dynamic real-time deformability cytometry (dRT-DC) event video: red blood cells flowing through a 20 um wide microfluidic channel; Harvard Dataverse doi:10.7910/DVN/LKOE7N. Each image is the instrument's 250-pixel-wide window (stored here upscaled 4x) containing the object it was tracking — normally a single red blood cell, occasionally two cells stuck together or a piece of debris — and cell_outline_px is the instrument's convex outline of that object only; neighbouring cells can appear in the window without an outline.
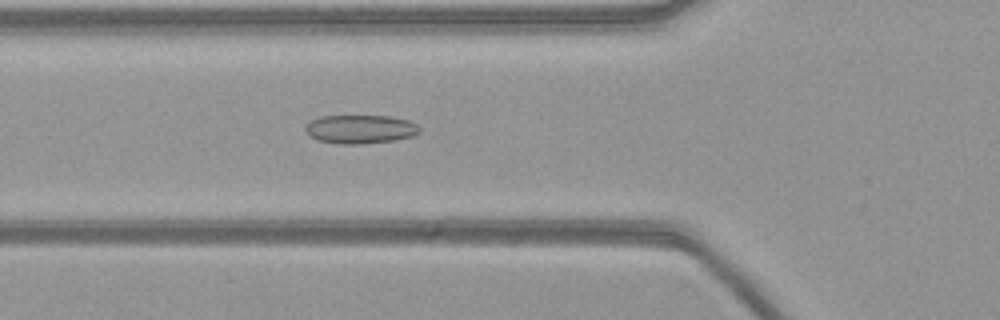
{"species": "common noctule bat (a hibernating species)", "species_latin": "Nyctalus noctula", "temperature_condition": "warm", "stored_images_in_passage": 54, "camera_frame_rate_fps": 3000, "um_per_image_px": 0.085, "animal": {"sex": "female", "body_mass_g": 21.9}, "frame": {"image": 1, "passage_image": 19, "time_ms": 6.0, "image_size_px": [1000, 320], "cell_outline_px": [[420, 132], [412, 136], [396, 140], [360, 144], [340, 144], [316, 140], [308, 136], [304, 128], [312, 120], [320, 116], [388, 116], [408, 120], [416, 124], [420, 128]], "centroid_in_image_um": [30.61, 10.99], "position_along_channel_um": 95.2, "area_um2": 19.13}}
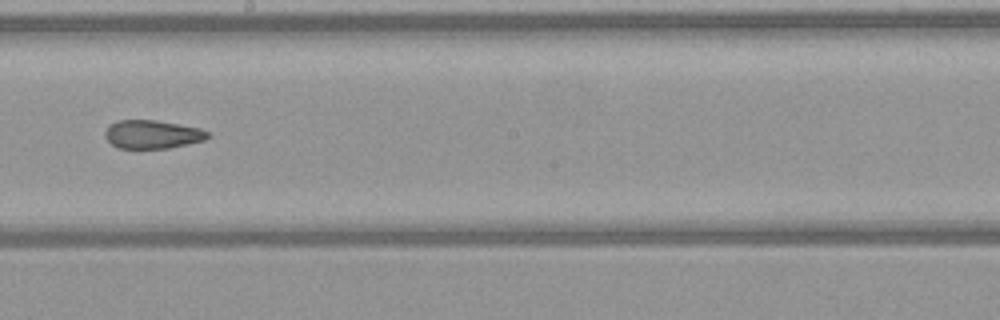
{"frame": {"image": 2, "passage_image": 30, "time_ms": 9.667, "image_size_px": [1000, 320], "cell_outline_px": [[208, 136], [204, 140], [188, 144], [168, 148], [116, 148], [104, 136], [104, 132], [108, 124], [116, 120], [156, 120], [200, 128], [208, 132]], "centroid_in_image_um": [12.89, 11.41], "position_along_channel_um": 235.3, "area_um2": 17.05}}
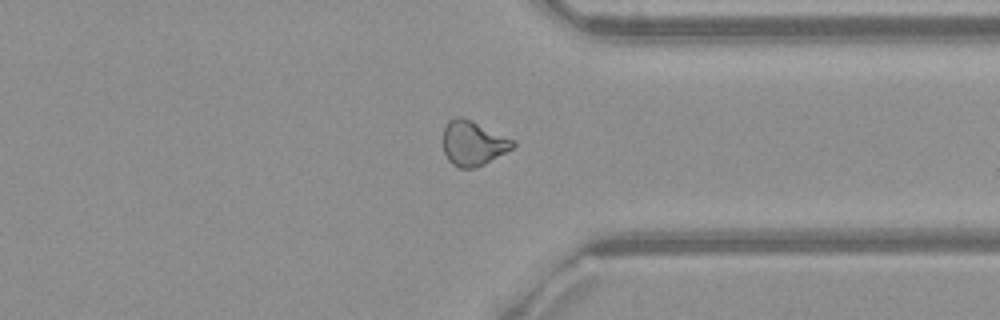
{"frame": {"image": 3, "passage_image": 41, "time_ms": 13.333, "image_size_px": [1000, 320], "cell_outline_px": [[516, 144], [512, 148], [484, 164], [476, 168], [460, 168], [452, 164], [448, 160], [444, 152], [444, 128], [448, 120], [456, 116], [460, 116], [472, 120], [516, 140]], "centroid_in_image_um": [40.22, 12.16], "position_along_channel_um": 371.2, "area_um2": 18.26}}